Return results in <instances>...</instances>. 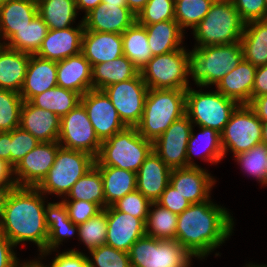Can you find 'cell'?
I'll return each mask as SVG.
<instances>
[{
    "mask_svg": "<svg viewBox=\"0 0 267 267\" xmlns=\"http://www.w3.org/2000/svg\"><path fill=\"white\" fill-rule=\"evenodd\" d=\"M11 131L0 132V158L10 164Z\"/></svg>",
    "mask_w": 267,
    "mask_h": 267,
    "instance_id": "57",
    "label": "cell"
},
{
    "mask_svg": "<svg viewBox=\"0 0 267 267\" xmlns=\"http://www.w3.org/2000/svg\"><path fill=\"white\" fill-rule=\"evenodd\" d=\"M127 7L137 16L144 8L148 0H126Z\"/></svg>",
    "mask_w": 267,
    "mask_h": 267,
    "instance_id": "59",
    "label": "cell"
},
{
    "mask_svg": "<svg viewBox=\"0 0 267 267\" xmlns=\"http://www.w3.org/2000/svg\"><path fill=\"white\" fill-rule=\"evenodd\" d=\"M262 95H267V65L257 67L252 88V99Z\"/></svg>",
    "mask_w": 267,
    "mask_h": 267,
    "instance_id": "54",
    "label": "cell"
},
{
    "mask_svg": "<svg viewBox=\"0 0 267 267\" xmlns=\"http://www.w3.org/2000/svg\"><path fill=\"white\" fill-rule=\"evenodd\" d=\"M75 2H76V8L78 10H80V9L84 10L85 11V15H86L91 10H93L98 5H100L102 0H75Z\"/></svg>",
    "mask_w": 267,
    "mask_h": 267,
    "instance_id": "58",
    "label": "cell"
},
{
    "mask_svg": "<svg viewBox=\"0 0 267 267\" xmlns=\"http://www.w3.org/2000/svg\"><path fill=\"white\" fill-rule=\"evenodd\" d=\"M234 157L245 172L254 176L263 186H265L267 145L260 143L247 152L240 153Z\"/></svg>",
    "mask_w": 267,
    "mask_h": 267,
    "instance_id": "44",
    "label": "cell"
},
{
    "mask_svg": "<svg viewBox=\"0 0 267 267\" xmlns=\"http://www.w3.org/2000/svg\"><path fill=\"white\" fill-rule=\"evenodd\" d=\"M200 128V134L198 136L194 135L193 128L191 129V134L189 137V141L187 144V167H198L196 163L192 161L193 155L196 154V145L199 143L204 145L202 147L204 149L203 156L200 153H197L199 157L203 158L205 161H208L210 163H218L223 159L224 153L221 143V134L217 131L207 128V127H199ZM196 149V150H195ZM193 154V155H192Z\"/></svg>",
    "mask_w": 267,
    "mask_h": 267,
    "instance_id": "35",
    "label": "cell"
},
{
    "mask_svg": "<svg viewBox=\"0 0 267 267\" xmlns=\"http://www.w3.org/2000/svg\"><path fill=\"white\" fill-rule=\"evenodd\" d=\"M4 204H5V191H0V226L3 220Z\"/></svg>",
    "mask_w": 267,
    "mask_h": 267,
    "instance_id": "60",
    "label": "cell"
},
{
    "mask_svg": "<svg viewBox=\"0 0 267 267\" xmlns=\"http://www.w3.org/2000/svg\"><path fill=\"white\" fill-rule=\"evenodd\" d=\"M102 90L127 127H136L140 123L149 90L140 72L134 78L112 84Z\"/></svg>",
    "mask_w": 267,
    "mask_h": 267,
    "instance_id": "13",
    "label": "cell"
},
{
    "mask_svg": "<svg viewBox=\"0 0 267 267\" xmlns=\"http://www.w3.org/2000/svg\"><path fill=\"white\" fill-rule=\"evenodd\" d=\"M248 106L255 112L262 122H267V95L254 97Z\"/></svg>",
    "mask_w": 267,
    "mask_h": 267,
    "instance_id": "56",
    "label": "cell"
},
{
    "mask_svg": "<svg viewBox=\"0 0 267 267\" xmlns=\"http://www.w3.org/2000/svg\"><path fill=\"white\" fill-rule=\"evenodd\" d=\"M45 222L48 227V239L46 252L39 253L41 257L48 255L51 251H55L64 239L78 232L77 225L68 217V211L63 201L46 205Z\"/></svg>",
    "mask_w": 267,
    "mask_h": 267,
    "instance_id": "29",
    "label": "cell"
},
{
    "mask_svg": "<svg viewBox=\"0 0 267 267\" xmlns=\"http://www.w3.org/2000/svg\"><path fill=\"white\" fill-rule=\"evenodd\" d=\"M212 3L228 2L232 0H210Z\"/></svg>",
    "mask_w": 267,
    "mask_h": 267,
    "instance_id": "65",
    "label": "cell"
},
{
    "mask_svg": "<svg viewBox=\"0 0 267 267\" xmlns=\"http://www.w3.org/2000/svg\"><path fill=\"white\" fill-rule=\"evenodd\" d=\"M81 94L56 86L34 96L29 102L55 113L60 119L81 103Z\"/></svg>",
    "mask_w": 267,
    "mask_h": 267,
    "instance_id": "36",
    "label": "cell"
},
{
    "mask_svg": "<svg viewBox=\"0 0 267 267\" xmlns=\"http://www.w3.org/2000/svg\"><path fill=\"white\" fill-rule=\"evenodd\" d=\"M232 3L245 23L267 19V3L265 0H232Z\"/></svg>",
    "mask_w": 267,
    "mask_h": 267,
    "instance_id": "50",
    "label": "cell"
},
{
    "mask_svg": "<svg viewBox=\"0 0 267 267\" xmlns=\"http://www.w3.org/2000/svg\"><path fill=\"white\" fill-rule=\"evenodd\" d=\"M37 187H14L5 191L0 231L17 246L31 241L40 253L46 252L48 227L45 222V199Z\"/></svg>",
    "mask_w": 267,
    "mask_h": 267,
    "instance_id": "2",
    "label": "cell"
},
{
    "mask_svg": "<svg viewBox=\"0 0 267 267\" xmlns=\"http://www.w3.org/2000/svg\"><path fill=\"white\" fill-rule=\"evenodd\" d=\"M131 267H189L193 257L176 240L144 235L128 251Z\"/></svg>",
    "mask_w": 267,
    "mask_h": 267,
    "instance_id": "9",
    "label": "cell"
},
{
    "mask_svg": "<svg viewBox=\"0 0 267 267\" xmlns=\"http://www.w3.org/2000/svg\"><path fill=\"white\" fill-rule=\"evenodd\" d=\"M9 1H11V0H0V6L5 4V3H7V2H9Z\"/></svg>",
    "mask_w": 267,
    "mask_h": 267,
    "instance_id": "67",
    "label": "cell"
},
{
    "mask_svg": "<svg viewBox=\"0 0 267 267\" xmlns=\"http://www.w3.org/2000/svg\"><path fill=\"white\" fill-rule=\"evenodd\" d=\"M102 176L106 208L136 190V173L111 166H96Z\"/></svg>",
    "mask_w": 267,
    "mask_h": 267,
    "instance_id": "33",
    "label": "cell"
},
{
    "mask_svg": "<svg viewBox=\"0 0 267 267\" xmlns=\"http://www.w3.org/2000/svg\"><path fill=\"white\" fill-rule=\"evenodd\" d=\"M192 124L185 114L153 142V151L171 169L187 167V144L194 127Z\"/></svg>",
    "mask_w": 267,
    "mask_h": 267,
    "instance_id": "14",
    "label": "cell"
},
{
    "mask_svg": "<svg viewBox=\"0 0 267 267\" xmlns=\"http://www.w3.org/2000/svg\"><path fill=\"white\" fill-rule=\"evenodd\" d=\"M262 124L248 105H239L221 133L224 156L228 150L236 156L262 143Z\"/></svg>",
    "mask_w": 267,
    "mask_h": 267,
    "instance_id": "11",
    "label": "cell"
},
{
    "mask_svg": "<svg viewBox=\"0 0 267 267\" xmlns=\"http://www.w3.org/2000/svg\"><path fill=\"white\" fill-rule=\"evenodd\" d=\"M40 267H46L41 261H35ZM50 267H89L88 256L82 252L71 249L66 252L58 253L52 261ZM47 266V267H49Z\"/></svg>",
    "mask_w": 267,
    "mask_h": 267,
    "instance_id": "52",
    "label": "cell"
},
{
    "mask_svg": "<svg viewBox=\"0 0 267 267\" xmlns=\"http://www.w3.org/2000/svg\"><path fill=\"white\" fill-rule=\"evenodd\" d=\"M171 170L152 151L136 173V189L151 203L157 202L170 183Z\"/></svg>",
    "mask_w": 267,
    "mask_h": 267,
    "instance_id": "21",
    "label": "cell"
},
{
    "mask_svg": "<svg viewBox=\"0 0 267 267\" xmlns=\"http://www.w3.org/2000/svg\"><path fill=\"white\" fill-rule=\"evenodd\" d=\"M30 55L0 44V89L21 92Z\"/></svg>",
    "mask_w": 267,
    "mask_h": 267,
    "instance_id": "28",
    "label": "cell"
},
{
    "mask_svg": "<svg viewBox=\"0 0 267 267\" xmlns=\"http://www.w3.org/2000/svg\"><path fill=\"white\" fill-rule=\"evenodd\" d=\"M13 167L0 158V191H7L16 187V182L14 179Z\"/></svg>",
    "mask_w": 267,
    "mask_h": 267,
    "instance_id": "55",
    "label": "cell"
},
{
    "mask_svg": "<svg viewBox=\"0 0 267 267\" xmlns=\"http://www.w3.org/2000/svg\"><path fill=\"white\" fill-rule=\"evenodd\" d=\"M140 70L125 55L92 67V89L102 90L115 83L134 78Z\"/></svg>",
    "mask_w": 267,
    "mask_h": 267,
    "instance_id": "32",
    "label": "cell"
},
{
    "mask_svg": "<svg viewBox=\"0 0 267 267\" xmlns=\"http://www.w3.org/2000/svg\"><path fill=\"white\" fill-rule=\"evenodd\" d=\"M152 151L153 142L140 135L137 127H126L102 141L95 166H111L137 173Z\"/></svg>",
    "mask_w": 267,
    "mask_h": 267,
    "instance_id": "5",
    "label": "cell"
},
{
    "mask_svg": "<svg viewBox=\"0 0 267 267\" xmlns=\"http://www.w3.org/2000/svg\"><path fill=\"white\" fill-rule=\"evenodd\" d=\"M262 143L267 145V122L262 124Z\"/></svg>",
    "mask_w": 267,
    "mask_h": 267,
    "instance_id": "62",
    "label": "cell"
},
{
    "mask_svg": "<svg viewBox=\"0 0 267 267\" xmlns=\"http://www.w3.org/2000/svg\"><path fill=\"white\" fill-rule=\"evenodd\" d=\"M245 22L232 1L213 3L207 15L193 28L198 45H223L240 42Z\"/></svg>",
    "mask_w": 267,
    "mask_h": 267,
    "instance_id": "6",
    "label": "cell"
},
{
    "mask_svg": "<svg viewBox=\"0 0 267 267\" xmlns=\"http://www.w3.org/2000/svg\"><path fill=\"white\" fill-rule=\"evenodd\" d=\"M95 165V158L83 151L60 147L52 168L37 188L46 195L65 196L77 180Z\"/></svg>",
    "mask_w": 267,
    "mask_h": 267,
    "instance_id": "7",
    "label": "cell"
},
{
    "mask_svg": "<svg viewBox=\"0 0 267 267\" xmlns=\"http://www.w3.org/2000/svg\"><path fill=\"white\" fill-rule=\"evenodd\" d=\"M67 196L68 200L88 201L96 203L105 209L106 201L100 170L94 165L85 175L77 180Z\"/></svg>",
    "mask_w": 267,
    "mask_h": 267,
    "instance_id": "40",
    "label": "cell"
},
{
    "mask_svg": "<svg viewBox=\"0 0 267 267\" xmlns=\"http://www.w3.org/2000/svg\"><path fill=\"white\" fill-rule=\"evenodd\" d=\"M23 102L20 93L0 89V132L12 131L20 126Z\"/></svg>",
    "mask_w": 267,
    "mask_h": 267,
    "instance_id": "42",
    "label": "cell"
},
{
    "mask_svg": "<svg viewBox=\"0 0 267 267\" xmlns=\"http://www.w3.org/2000/svg\"><path fill=\"white\" fill-rule=\"evenodd\" d=\"M62 201L64 202L66 209L68 211L69 219L75 224L80 225L84 223L91 217L97 215L103 208L92 202L83 200H67L66 198Z\"/></svg>",
    "mask_w": 267,
    "mask_h": 267,
    "instance_id": "49",
    "label": "cell"
},
{
    "mask_svg": "<svg viewBox=\"0 0 267 267\" xmlns=\"http://www.w3.org/2000/svg\"><path fill=\"white\" fill-rule=\"evenodd\" d=\"M81 53L90 62L96 64L110 62L123 54L122 35L97 31H84Z\"/></svg>",
    "mask_w": 267,
    "mask_h": 267,
    "instance_id": "23",
    "label": "cell"
},
{
    "mask_svg": "<svg viewBox=\"0 0 267 267\" xmlns=\"http://www.w3.org/2000/svg\"><path fill=\"white\" fill-rule=\"evenodd\" d=\"M144 235L145 222L142 219L120 212L113 206L107 207L106 245L128 253L130 247Z\"/></svg>",
    "mask_w": 267,
    "mask_h": 267,
    "instance_id": "17",
    "label": "cell"
},
{
    "mask_svg": "<svg viewBox=\"0 0 267 267\" xmlns=\"http://www.w3.org/2000/svg\"><path fill=\"white\" fill-rule=\"evenodd\" d=\"M13 247H15L13 243L0 231V267H23L25 265L26 262L20 264Z\"/></svg>",
    "mask_w": 267,
    "mask_h": 267,
    "instance_id": "53",
    "label": "cell"
},
{
    "mask_svg": "<svg viewBox=\"0 0 267 267\" xmlns=\"http://www.w3.org/2000/svg\"><path fill=\"white\" fill-rule=\"evenodd\" d=\"M257 67L242 60L236 68L227 73L215 86L221 94L236 101L239 105H248L252 100Z\"/></svg>",
    "mask_w": 267,
    "mask_h": 267,
    "instance_id": "26",
    "label": "cell"
},
{
    "mask_svg": "<svg viewBox=\"0 0 267 267\" xmlns=\"http://www.w3.org/2000/svg\"><path fill=\"white\" fill-rule=\"evenodd\" d=\"M185 111L186 90L149 89L137 130L145 139L154 142L175 120L184 116Z\"/></svg>",
    "mask_w": 267,
    "mask_h": 267,
    "instance_id": "4",
    "label": "cell"
},
{
    "mask_svg": "<svg viewBox=\"0 0 267 267\" xmlns=\"http://www.w3.org/2000/svg\"><path fill=\"white\" fill-rule=\"evenodd\" d=\"M265 185L267 186V157H266V166H265Z\"/></svg>",
    "mask_w": 267,
    "mask_h": 267,
    "instance_id": "64",
    "label": "cell"
},
{
    "mask_svg": "<svg viewBox=\"0 0 267 267\" xmlns=\"http://www.w3.org/2000/svg\"><path fill=\"white\" fill-rule=\"evenodd\" d=\"M57 86V62L31 54L20 95L23 101Z\"/></svg>",
    "mask_w": 267,
    "mask_h": 267,
    "instance_id": "22",
    "label": "cell"
},
{
    "mask_svg": "<svg viewBox=\"0 0 267 267\" xmlns=\"http://www.w3.org/2000/svg\"><path fill=\"white\" fill-rule=\"evenodd\" d=\"M82 21L84 31L123 34L136 21V15L128 7L101 2Z\"/></svg>",
    "mask_w": 267,
    "mask_h": 267,
    "instance_id": "18",
    "label": "cell"
},
{
    "mask_svg": "<svg viewBox=\"0 0 267 267\" xmlns=\"http://www.w3.org/2000/svg\"><path fill=\"white\" fill-rule=\"evenodd\" d=\"M215 179L201 167L174 168L170 174V184L191 204L210 199V191Z\"/></svg>",
    "mask_w": 267,
    "mask_h": 267,
    "instance_id": "19",
    "label": "cell"
},
{
    "mask_svg": "<svg viewBox=\"0 0 267 267\" xmlns=\"http://www.w3.org/2000/svg\"><path fill=\"white\" fill-rule=\"evenodd\" d=\"M84 30L83 21L76 28L49 29L36 55L58 62L79 54Z\"/></svg>",
    "mask_w": 267,
    "mask_h": 267,
    "instance_id": "20",
    "label": "cell"
},
{
    "mask_svg": "<svg viewBox=\"0 0 267 267\" xmlns=\"http://www.w3.org/2000/svg\"><path fill=\"white\" fill-rule=\"evenodd\" d=\"M79 240L89 251L106 244L107 236V208L100 211L84 223L77 225Z\"/></svg>",
    "mask_w": 267,
    "mask_h": 267,
    "instance_id": "41",
    "label": "cell"
},
{
    "mask_svg": "<svg viewBox=\"0 0 267 267\" xmlns=\"http://www.w3.org/2000/svg\"><path fill=\"white\" fill-rule=\"evenodd\" d=\"M60 147L58 141L40 142L27 153L13 168L16 186L37 187L52 168Z\"/></svg>",
    "mask_w": 267,
    "mask_h": 267,
    "instance_id": "15",
    "label": "cell"
},
{
    "mask_svg": "<svg viewBox=\"0 0 267 267\" xmlns=\"http://www.w3.org/2000/svg\"><path fill=\"white\" fill-rule=\"evenodd\" d=\"M48 30V26L39 14H37L30 24L16 32L7 43L3 42L1 44L20 52L36 54L40 49Z\"/></svg>",
    "mask_w": 267,
    "mask_h": 267,
    "instance_id": "38",
    "label": "cell"
},
{
    "mask_svg": "<svg viewBox=\"0 0 267 267\" xmlns=\"http://www.w3.org/2000/svg\"><path fill=\"white\" fill-rule=\"evenodd\" d=\"M57 86L81 95L92 89V67L81 52L57 62Z\"/></svg>",
    "mask_w": 267,
    "mask_h": 267,
    "instance_id": "25",
    "label": "cell"
},
{
    "mask_svg": "<svg viewBox=\"0 0 267 267\" xmlns=\"http://www.w3.org/2000/svg\"><path fill=\"white\" fill-rule=\"evenodd\" d=\"M243 60L240 42L209 45L188 52V75L199 87L217 85Z\"/></svg>",
    "mask_w": 267,
    "mask_h": 267,
    "instance_id": "3",
    "label": "cell"
},
{
    "mask_svg": "<svg viewBox=\"0 0 267 267\" xmlns=\"http://www.w3.org/2000/svg\"><path fill=\"white\" fill-rule=\"evenodd\" d=\"M151 202L137 189L126 194L112 206L120 211L129 213L133 217L146 221Z\"/></svg>",
    "mask_w": 267,
    "mask_h": 267,
    "instance_id": "48",
    "label": "cell"
},
{
    "mask_svg": "<svg viewBox=\"0 0 267 267\" xmlns=\"http://www.w3.org/2000/svg\"><path fill=\"white\" fill-rule=\"evenodd\" d=\"M122 35L123 54L141 70L152 59L145 26L135 21Z\"/></svg>",
    "mask_w": 267,
    "mask_h": 267,
    "instance_id": "37",
    "label": "cell"
},
{
    "mask_svg": "<svg viewBox=\"0 0 267 267\" xmlns=\"http://www.w3.org/2000/svg\"><path fill=\"white\" fill-rule=\"evenodd\" d=\"M145 26L148 44L153 56L183 48L184 32L176 20H168Z\"/></svg>",
    "mask_w": 267,
    "mask_h": 267,
    "instance_id": "31",
    "label": "cell"
},
{
    "mask_svg": "<svg viewBox=\"0 0 267 267\" xmlns=\"http://www.w3.org/2000/svg\"><path fill=\"white\" fill-rule=\"evenodd\" d=\"M103 3H108V5H119V7H127L126 0H102Z\"/></svg>",
    "mask_w": 267,
    "mask_h": 267,
    "instance_id": "61",
    "label": "cell"
},
{
    "mask_svg": "<svg viewBox=\"0 0 267 267\" xmlns=\"http://www.w3.org/2000/svg\"><path fill=\"white\" fill-rule=\"evenodd\" d=\"M58 142L65 149L83 151L97 157L102 142L82 103L61 118Z\"/></svg>",
    "mask_w": 267,
    "mask_h": 267,
    "instance_id": "12",
    "label": "cell"
},
{
    "mask_svg": "<svg viewBox=\"0 0 267 267\" xmlns=\"http://www.w3.org/2000/svg\"><path fill=\"white\" fill-rule=\"evenodd\" d=\"M40 141H38L28 131L20 126L11 131L10 143V165L14 168L19 161L31 150H33Z\"/></svg>",
    "mask_w": 267,
    "mask_h": 267,
    "instance_id": "47",
    "label": "cell"
},
{
    "mask_svg": "<svg viewBox=\"0 0 267 267\" xmlns=\"http://www.w3.org/2000/svg\"><path fill=\"white\" fill-rule=\"evenodd\" d=\"M81 103L85 107L94 131L101 142L127 127L103 90L91 89L87 91L81 96Z\"/></svg>",
    "mask_w": 267,
    "mask_h": 267,
    "instance_id": "16",
    "label": "cell"
},
{
    "mask_svg": "<svg viewBox=\"0 0 267 267\" xmlns=\"http://www.w3.org/2000/svg\"><path fill=\"white\" fill-rule=\"evenodd\" d=\"M168 20H175L174 0H148L136 16V21L141 25H151Z\"/></svg>",
    "mask_w": 267,
    "mask_h": 267,
    "instance_id": "45",
    "label": "cell"
},
{
    "mask_svg": "<svg viewBox=\"0 0 267 267\" xmlns=\"http://www.w3.org/2000/svg\"><path fill=\"white\" fill-rule=\"evenodd\" d=\"M177 220V214L153 202L145 221V233L160 240H175Z\"/></svg>",
    "mask_w": 267,
    "mask_h": 267,
    "instance_id": "39",
    "label": "cell"
},
{
    "mask_svg": "<svg viewBox=\"0 0 267 267\" xmlns=\"http://www.w3.org/2000/svg\"><path fill=\"white\" fill-rule=\"evenodd\" d=\"M157 203L177 215L181 214L191 205V203L186 200L185 197L182 196L170 183L161 194Z\"/></svg>",
    "mask_w": 267,
    "mask_h": 267,
    "instance_id": "51",
    "label": "cell"
},
{
    "mask_svg": "<svg viewBox=\"0 0 267 267\" xmlns=\"http://www.w3.org/2000/svg\"><path fill=\"white\" fill-rule=\"evenodd\" d=\"M212 4L210 0H179L175 2V20L182 30L193 29L207 15Z\"/></svg>",
    "mask_w": 267,
    "mask_h": 267,
    "instance_id": "43",
    "label": "cell"
},
{
    "mask_svg": "<svg viewBox=\"0 0 267 267\" xmlns=\"http://www.w3.org/2000/svg\"><path fill=\"white\" fill-rule=\"evenodd\" d=\"M247 267H267V265H253V264H248Z\"/></svg>",
    "mask_w": 267,
    "mask_h": 267,
    "instance_id": "66",
    "label": "cell"
},
{
    "mask_svg": "<svg viewBox=\"0 0 267 267\" xmlns=\"http://www.w3.org/2000/svg\"><path fill=\"white\" fill-rule=\"evenodd\" d=\"M232 216L211 199L191 204L178 214L175 240L192 256L204 258L231 235Z\"/></svg>",
    "mask_w": 267,
    "mask_h": 267,
    "instance_id": "1",
    "label": "cell"
},
{
    "mask_svg": "<svg viewBox=\"0 0 267 267\" xmlns=\"http://www.w3.org/2000/svg\"><path fill=\"white\" fill-rule=\"evenodd\" d=\"M23 267H40V266L34 260V261L26 262L25 265H23Z\"/></svg>",
    "mask_w": 267,
    "mask_h": 267,
    "instance_id": "63",
    "label": "cell"
},
{
    "mask_svg": "<svg viewBox=\"0 0 267 267\" xmlns=\"http://www.w3.org/2000/svg\"><path fill=\"white\" fill-rule=\"evenodd\" d=\"M240 43L244 60L255 67L267 65V19L245 23Z\"/></svg>",
    "mask_w": 267,
    "mask_h": 267,
    "instance_id": "30",
    "label": "cell"
},
{
    "mask_svg": "<svg viewBox=\"0 0 267 267\" xmlns=\"http://www.w3.org/2000/svg\"><path fill=\"white\" fill-rule=\"evenodd\" d=\"M239 104L219 91L202 92L186 90V111L189 120L199 127L211 128L222 133L231 114Z\"/></svg>",
    "mask_w": 267,
    "mask_h": 267,
    "instance_id": "8",
    "label": "cell"
},
{
    "mask_svg": "<svg viewBox=\"0 0 267 267\" xmlns=\"http://www.w3.org/2000/svg\"><path fill=\"white\" fill-rule=\"evenodd\" d=\"M61 119L53 112L24 101L21 108L20 127L40 142L58 141Z\"/></svg>",
    "mask_w": 267,
    "mask_h": 267,
    "instance_id": "24",
    "label": "cell"
},
{
    "mask_svg": "<svg viewBox=\"0 0 267 267\" xmlns=\"http://www.w3.org/2000/svg\"><path fill=\"white\" fill-rule=\"evenodd\" d=\"M38 14L36 0H11L0 6V37L9 40ZM1 44V42H0Z\"/></svg>",
    "mask_w": 267,
    "mask_h": 267,
    "instance_id": "27",
    "label": "cell"
},
{
    "mask_svg": "<svg viewBox=\"0 0 267 267\" xmlns=\"http://www.w3.org/2000/svg\"><path fill=\"white\" fill-rule=\"evenodd\" d=\"M39 16L48 29H66L77 16L75 0H36Z\"/></svg>",
    "mask_w": 267,
    "mask_h": 267,
    "instance_id": "34",
    "label": "cell"
},
{
    "mask_svg": "<svg viewBox=\"0 0 267 267\" xmlns=\"http://www.w3.org/2000/svg\"><path fill=\"white\" fill-rule=\"evenodd\" d=\"M183 48L153 56L140 70L143 81L149 89L187 90L188 52Z\"/></svg>",
    "mask_w": 267,
    "mask_h": 267,
    "instance_id": "10",
    "label": "cell"
},
{
    "mask_svg": "<svg viewBox=\"0 0 267 267\" xmlns=\"http://www.w3.org/2000/svg\"><path fill=\"white\" fill-rule=\"evenodd\" d=\"M89 252L92 256V259L88 256L89 267H131L128 253L112 246L101 245Z\"/></svg>",
    "mask_w": 267,
    "mask_h": 267,
    "instance_id": "46",
    "label": "cell"
}]
</instances>
